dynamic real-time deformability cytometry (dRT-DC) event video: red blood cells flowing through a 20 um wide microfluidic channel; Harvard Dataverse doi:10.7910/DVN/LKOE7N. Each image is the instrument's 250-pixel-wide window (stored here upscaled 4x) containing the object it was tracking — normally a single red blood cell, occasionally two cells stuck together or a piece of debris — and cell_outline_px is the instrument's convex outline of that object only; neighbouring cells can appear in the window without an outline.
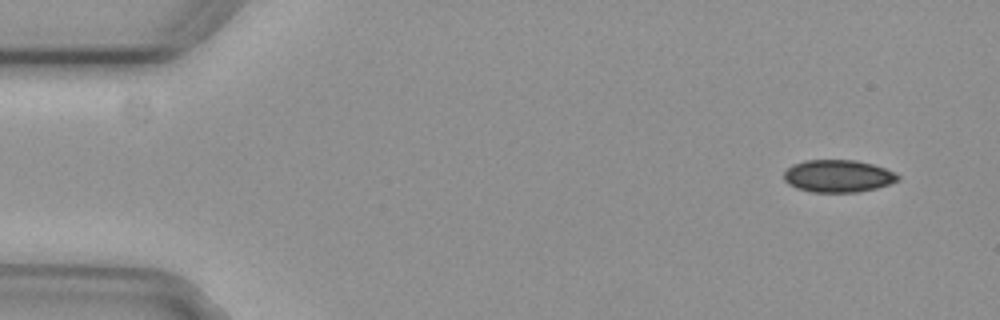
{"species": "common noctule bat (a hibernating species)", "species_latin": "Nyctalus noctula", "temperature_condition": "cold", "stored_images_in_passage": 5, "camera_frame_rate_fps": 3000, "um_per_image_px": 0.085, "animal": {"sex": "female", "body_mass_g": 29.2, "forearm_length_mm": 56.3}, "frame": {"image": 1, "passage_image": 1, "time_ms": 0.0, "image_size_px": [1000, 320], "cell_outline_px": [[900, 180], [876, 188], [860, 192], [812, 192], [796, 188], [788, 184], [784, 180], [784, 172], [792, 164], [804, 160], [856, 160], [872, 164], [884, 168], [900, 176]], "centroid_in_image_um": [71.21, 14.96], "position_along_channel_um": 13.8, "area_um2": 21.56}}
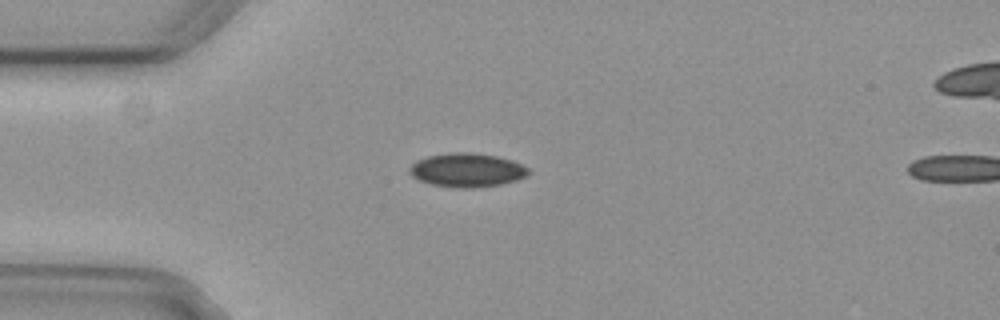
{"frame": {"image": 2, "passage_image": 4, "time_ms": 1.0, "image_size_px": [1000, 320], "cell_outline_px": [[532, 172], [528, 176], [516, 180], [500, 184], [472, 188], [460, 188], [432, 184], [420, 180], [412, 176], [408, 172], [408, 168], [416, 160], [428, 156], [452, 152], [468, 152], [496, 156], [512, 160], [524, 164]], "centroid_in_image_um": [39.72, 14.45], "position_along_channel_um": 45.3, "area_um2": 23.52}}